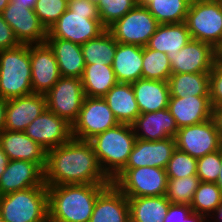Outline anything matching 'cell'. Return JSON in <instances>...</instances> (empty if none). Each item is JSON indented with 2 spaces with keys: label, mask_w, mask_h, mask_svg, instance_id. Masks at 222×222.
<instances>
[{
  "label": "cell",
  "mask_w": 222,
  "mask_h": 222,
  "mask_svg": "<svg viewBox=\"0 0 222 222\" xmlns=\"http://www.w3.org/2000/svg\"><path fill=\"white\" fill-rule=\"evenodd\" d=\"M45 185L111 184L89 141L71 138L47 151Z\"/></svg>",
  "instance_id": "1"
},
{
  "label": "cell",
  "mask_w": 222,
  "mask_h": 222,
  "mask_svg": "<svg viewBox=\"0 0 222 222\" xmlns=\"http://www.w3.org/2000/svg\"><path fill=\"white\" fill-rule=\"evenodd\" d=\"M109 184L48 186L49 222H89L98 195Z\"/></svg>",
  "instance_id": "2"
},
{
  "label": "cell",
  "mask_w": 222,
  "mask_h": 222,
  "mask_svg": "<svg viewBox=\"0 0 222 222\" xmlns=\"http://www.w3.org/2000/svg\"><path fill=\"white\" fill-rule=\"evenodd\" d=\"M106 28L100 22L98 5L90 0H75L47 31V38L69 40L77 44L97 38Z\"/></svg>",
  "instance_id": "3"
},
{
  "label": "cell",
  "mask_w": 222,
  "mask_h": 222,
  "mask_svg": "<svg viewBox=\"0 0 222 222\" xmlns=\"http://www.w3.org/2000/svg\"><path fill=\"white\" fill-rule=\"evenodd\" d=\"M135 141L132 126L123 123L89 140L103 172L111 181L125 168Z\"/></svg>",
  "instance_id": "4"
},
{
  "label": "cell",
  "mask_w": 222,
  "mask_h": 222,
  "mask_svg": "<svg viewBox=\"0 0 222 222\" xmlns=\"http://www.w3.org/2000/svg\"><path fill=\"white\" fill-rule=\"evenodd\" d=\"M33 93L30 45L0 51V97L5 100Z\"/></svg>",
  "instance_id": "5"
},
{
  "label": "cell",
  "mask_w": 222,
  "mask_h": 222,
  "mask_svg": "<svg viewBox=\"0 0 222 222\" xmlns=\"http://www.w3.org/2000/svg\"><path fill=\"white\" fill-rule=\"evenodd\" d=\"M4 222H49L47 187H32L0 196Z\"/></svg>",
  "instance_id": "6"
},
{
  "label": "cell",
  "mask_w": 222,
  "mask_h": 222,
  "mask_svg": "<svg viewBox=\"0 0 222 222\" xmlns=\"http://www.w3.org/2000/svg\"><path fill=\"white\" fill-rule=\"evenodd\" d=\"M185 23L191 39L208 43L216 49V51L221 47V0H192Z\"/></svg>",
  "instance_id": "7"
},
{
  "label": "cell",
  "mask_w": 222,
  "mask_h": 222,
  "mask_svg": "<svg viewBox=\"0 0 222 222\" xmlns=\"http://www.w3.org/2000/svg\"><path fill=\"white\" fill-rule=\"evenodd\" d=\"M112 183L127 198L165 196L168 176L158 167L124 168Z\"/></svg>",
  "instance_id": "8"
},
{
  "label": "cell",
  "mask_w": 222,
  "mask_h": 222,
  "mask_svg": "<svg viewBox=\"0 0 222 222\" xmlns=\"http://www.w3.org/2000/svg\"><path fill=\"white\" fill-rule=\"evenodd\" d=\"M117 124L119 122L104 98L86 96L79 115L71 126L72 138L89 141Z\"/></svg>",
  "instance_id": "9"
},
{
  "label": "cell",
  "mask_w": 222,
  "mask_h": 222,
  "mask_svg": "<svg viewBox=\"0 0 222 222\" xmlns=\"http://www.w3.org/2000/svg\"><path fill=\"white\" fill-rule=\"evenodd\" d=\"M159 23L146 6L137 4L107 30L118 43L145 47Z\"/></svg>",
  "instance_id": "10"
},
{
  "label": "cell",
  "mask_w": 222,
  "mask_h": 222,
  "mask_svg": "<svg viewBox=\"0 0 222 222\" xmlns=\"http://www.w3.org/2000/svg\"><path fill=\"white\" fill-rule=\"evenodd\" d=\"M45 96L47 109L71 126L76 121L86 97L81 79L63 76Z\"/></svg>",
  "instance_id": "11"
},
{
  "label": "cell",
  "mask_w": 222,
  "mask_h": 222,
  "mask_svg": "<svg viewBox=\"0 0 222 222\" xmlns=\"http://www.w3.org/2000/svg\"><path fill=\"white\" fill-rule=\"evenodd\" d=\"M175 142L176 149L196 159L222 148V138L213 118L178 129Z\"/></svg>",
  "instance_id": "12"
},
{
  "label": "cell",
  "mask_w": 222,
  "mask_h": 222,
  "mask_svg": "<svg viewBox=\"0 0 222 222\" xmlns=\"http://www.w3.org/2000/svg\"><path fill=\"white\" fill-rule=\"evenodd\" d=\"M1 14L21 45L46 43L47 30L33 9L10 0Z\"/></svg>",
  "instance_id": "13"
},
{
  "label": "cell",
  "mask_w": 222,
  "mask_h": 222,
  "mask_svg": "<svg viewBox=\"0 0 222 222\" xmlns=\"http://www.w3.org/2000/svg\"><path fill=\"white\" fill-rule=\"evenodd\" d=\"M167 56L172 73H210L217 51L208 43L190 39L176 55Z\"/></svg>",
  "instance_id": "14"
},
{
  "label": "cell",
  "mask_w": 222,
  "mask_h": 222,
  "mask_svg": "<svg viewBox=\"0 0 222 222\" xmlns=\"http://www.w3.org/2000/svg\"><path fill=\"white\" fill-rule=\"evenodd\" d=\"M23 132L47 151L72 138L71 125L47 108Z\"/></svg>",
  "instance_id": "15"
},
{
  "label": "cell",
  "mask_w": 222,
  "mask_h": 222,
  "mask_svg": "<svg viewBox=\"0 0 222 222\" xmlns=\"http://www.w3.org/2000/svg\"><path fill=\"white\" fill-rule=\"evenodd\" d=\"M33 93L45 95L60 79L57 60L47 43L30 45Z\"/></svg>",
  "instance_id": "16"
},
{
  "label": "cell",
  "mask_w": 222,
  "mask_h": 222,
  "mask_svg": "<svg viewBox=\"0 0 222 222\" xmlns=\"http://www.w3.org/2000/svg\"><path fill=\"white\" fill-rule=\"evenodd\" d=\"M32 187H47L44 169L38 163L9 160L0 177V196Z\"/></svg>",
  "instance_id": "17"
},
{
  "label": "cell",
  "mask_w": 222,
  "mask_h": 222,
  "mask_svg": "<svg viewBox=\"0 0 222 222\" xmlns=\"http://www.w3.org/2000/svg\"><path fill=\"white\" fill-rule=\"evenodd\" d=\"M175 150V138L156 141L136 139L125 168L149 166L166 169Z\"/></svg>",
  "instance_id": "18"
},
{
  "label": "cell",
  "mask_w": 222,
  "mask_h": 222,
  "mask_svg": "<svg viewBox=\"0 0 222 222\" xmlns=\"http://www.w3.org/2000/svg\"><path fill=\"white\" fill-rule=\"evenodd\" d=\"M46 96L32 93L7 100L5 126L8 131H24L45 109Z\"/></svg>",
  "instance_id": "19"
},
{
  "label": "cell",
  "mask_w": 222,
  "mask_h": 222,
  "mask_svg": "<svg viewBox=\"0 0 222 222\" xmlns=\"http://www.w3.org/2000/svg\"><path fill=\"white\" fill-rule=\"evenodd\" d=\"M136 139L145 141L175 138L178 126L168 108L142 113L131 124Z\"/></svg>",
  "instance_id": "20"
},
{
  "label": "cell",
  "mask_w": 222,
  "mask_h": 222,
  "mask_svg": "<svg viewBox=\"0 0 222 222\" xmlns=\"http://www.w3.org/2000/svg\"><path fill=\"white\" fill-rule=\"evenodd\" d=\"M168 109L178 129L202 123L211 119L213 114L209 96L170 97Z\"/></svg>",
  "instance_id": "21"
},
{
  "label": "cell",
  "mask_w": 222,
  "mask_h": 222,
  "mask_svg": "<svg viewBox=\"0 0 222 222\" xmlns=\"http://www.w3.org/2000/svg\"><path fill=\"white\" fill-rule=\"evenodd\" d=\"M0 145L9 160H23L46 166L47 150L33 141L23 131L0 132Z\"/></svg>",
  "instance_id": "22"
},
{
  "label": "cell",
  "mask_w": 222,
  "mask_h": 222,
  "mask_svg": "<svg viewBox=\"0 0 222 222\" xmlns=\"http://www.w3.org/2000/svg\"><path fill=\"white\" fill-rule=\"evenodd\" d=\"M89 222H130L128 198L113 184L97 197Z\"/></svg>",
  "instance_id": "23"
},
{
  "label": "cell",
  "mask_w": 222,
  "mask_h": 222,
  "mask_svg": "<svg viewBox=\"0 0 222 222\" xmlns=\"http://www.w3.org/2000/svg\"><path fill=\"white\" fill-rule=\"evenodd\" d=\"M143 47L118 43L112 68L118 83H134L142 79Z\"/></svg>",
  "instance_id": "24"
},
{
  "label": "cell",
  "mask_w": 222,
  "mask_h": 222,
  "mask_svg": "<svg viewBox=\"0 0 222 222\" xmlns=\"http://www.w3.org/2000/svg\"><path fill=\"white\" fill-rule=\"evenodd\" d=\"M46 43L54 52L60 75L81 79L86 65L81 45L58 38H47Z\"/></svg>",
  "instance_id": "25"
},
{
  "label": "cell",
  "mask_w": 222,
  "mask_h": 222,
  "mask_svg": "<svg viewBox=\"0 0 222 222\" xmlns=\"http://www.w3.org/2000/svg\"><path fill=\"white\" fill-rule=\"evenodd\" d=\"M140 114L168 108L170 88L168 81L139 79L132 83Z\"/></svg>",
  "instance_id": "26"
},
{
  "label": "cell",
  "mask_w": 222,
  "mask_h": 222,
  "mask_svg": "<svg viewBox=\"0 0 222 222\" xmlns=\"http://www.w3.org/2000/svg\"><path fill=\"white\" fill-rule=\"evenodd\" d=\"M103 98L119 123L131 125L140 115L131 83L115 84Z\"/></svg>",
  "instance_id": "27"
},
{
  "label": "cell",
  "mask_w": 222,
  "mask_h": 222,
  "mask_svg": "<svg viewBox=\"0 0 222 222\" xmlns=\"http://www.w3.org/2000/svg\"><path fill=\"white\" fill-rule=\"evenodd\" d=\"M190 39L191 36L185 22L159 24L146 46L166 54L176 55Z\"/></svg>",
  "instance_id": "28"
},
{
  "label": "cell",
  "mask_w": 222,
  "mask_h": 222,
  "mask_svg": "<svg viewBox=\"0 0 222 222\" xmlns=\"http://www.w3.org/2000/svg\"><path fill=\"white\" fill-rule=\"evenodd\" d=\"M85 96L101 97L118 83L112 65L86 64L81 77Z\"/></svg>",
  "instance_id": "29"
},
{
  "label": "cell",
  "mask_w": 222,
  "mask_h": 222,
  "mask_svg": "<svg viewBox=\"0 0 222 222\" xmlns=\"http://www.w3.org/2000/svg\"><path fill=\"white\" fill-rule=\"evenodd\" d=\"M130 222H164L170 202L166 196L128 198Z\"/></svg>",
  "instance_id": "30"
},
{
  "label": "cell",
  "mask_w": 222,
  "mask_h": 222,
  "mask_svg": "<svg viewBox=\"0 0 222 222\" xmlns=\"http://www.w3.org/2000/svg\"><path fill=\"white\" fill-rule=\"evenodd\" d=\"M192 0H137V4L146 6L159 24L182 23Z\"/></svg>",
  "instance_id": "31"
},
{
  "label": "cell",
  "mask_w": 222,
  "mask_h": 222,
  "mask_svg": "<svg viewBox=\"0 0 222 222\" xmlns=\"http://www.w3.org/2000/svg\"><path fill=\"white\" fill-rule=\"evenodd\" d=\"M168 83L170 97L209 96V73H172Z\"/></svg>",
  "instance_id": "32"
},
{
  "label": "cell",
  "mask_w": 222,
  "mask_h": 222,
  "mask_svg": "<svg viewBox=\"0 0 222 222\" xmlns=\"http://www.w3.org/2000/svg\"><path fill=\"white\" fill-rule=\"evenodd\" d=\"M117 47V41L106 29L97 38L81 45L85 64L112 65Z\"/></svg>",
  "instance_id": "33"
},
{
  "label": "cell",
  "mask_w": 222,
  "mask_h": 222,
  "mask_svg": "<svg viewBox=\"0 0 222 222\" xmlns=\"http://www.w3.org/2000/svg\"><path fill=\"white\" fill-rule=\"evenodd\" d=\"M142 79L168 81L171 62L166 53L143 47Z\"/></svg>",
  "instance_id": "34"
},
{
  "label": "cell",
  "mask_w": 222,
  "mask_h": 222,
  "mask_svg": "<svg viewBox=\"0 0 222 222\" xmlns=\"http://www.w3.org/2000/svg\"><path fill=\"white\" fill-rule=\"evenodd\" d=\"M222 203V191L216 183L200 182L190 207L207 220Z\"/></svg>",
  "instance_id": "35"
},
{
  "label": "cell",
  "mask_w": 222,
  "mask_h": 222,
  "mask_svg": "<svg viewBox=\"0 0 222 222\" xmlns=\"http://www.w3.org/2000/svg\"><path fill=\"white\" fill-rule=\"evenodd\" d=\"M200 180L197 175L168 178L166 199L174 204H191Z\"/></svg>",
  "instance_id": "36"
},
{
  "label": "cell",
  "mask_w": 222,
  "mask_h": 222,
  "mask_svg": "<svg viewBox=\"0 0 222 222\" xmlns=\"http://www.w3.org/2000/svg\"><path fill=\"white\" fill-rule=\"evenodd\" d=\"M101 24L107 29L137 5V0H100L98 2Z\"/></svg>",
  "instance_id": "37"
},
{
  "label": "cell",
  "mask_w": 222,
  "mask_h": 222,
  "mask_svg": "<svg viewBox=\"0 0 222 222\" xmlns=\"http://www.w3.org/2000/svg\"><path fill=\"white\" fill-rule=\"evenodd\" d=\"M168 178H183L197 175V159L176 149L166 167Z\"/></svg>",
  "instance_id": "38"
},
{
  "label": "cell",
  "mask_w": 222,
  "mask_h": 222,
  "mask_svg": "<svg viewBox=\"0 0 222 222\" xmlns=\"http://www.w3.org/2000/svg\"><path fill=\"white\" fill-rule=\"evenodd\" d=\"M67 8L68 3L66 0H37L33 10L48 31Z\"/></svg>",
  "instance_id": "39"
},
{
  "label": "cell",
  "mask_w": 222,
  "mask_h": 222,
  "mask_svg": "<svg viewBox=\"0 0 222 222\" xmlns=\"http://www.w3.org/2000/svg\"><path fill=\"white\" fill-rule=\"evenodd\" d=\"M221 168V149L197 159V176L200 182L216 183Z\"/></svg>",
  "instance_id": "40"
},
{
  "label": "cell",
  "mask_w": 222,
  "mask_h": 222,
  "mask_svg": "<svg viewBox=\"0 0 222 222\" xmlns=\"http://www.w3.org/2000/svg\"><path fill=\"white\" fill-rule=\"evenodd\" d=\"M164 222H208L199 213L193 212L189 204L170 203Z\"/></svg>",
  "instance_id": "41"
},
{
  "label": "cell",
  "mask_w": 222,
  "mask_h": 222,
  "mask_svg": "<svg viewBox=\"0 0 222 222\" xmlns=\"http://www.w3.org/2000/svg\"><path fill=\"white\" fill-rule=\"evenodd\" d=\"M209 99L212 106H222V63L216 60L209 73Z\"/></svg>",
  "instance_id": "42"
},
{
  "label": "cell",
  "mask_w": 222,
  "mask_h": 222,
  "mask_svg": "<svg viewBox=\"0 0 222 222\" xmlns=\"http://www.w3.org/2000/svg\"><path fill=\"white\" fill-rule=\"evenodd\" d=\"M21 45L10 25L3 19L0 14V51L13 49Z\"/></svg>",
  "instance_id": "43"
},
{
  "label": "cell",
  "mask_w": 222,
  "mask_h": 222,
  "mask_svg": "<svg viewBox=\"0 0 222 222\" xmlns=\"http://www.w3.org/2000/svg\"><path fill=\"white\" fill-rule=\"evenodd\" d=\"M212 118L215 120L217 130L222 138V106L213 108Z\"/></svg>",
  "instance_id": "44"
},
{
  "label": "cell",
  "mask_w": 222,
  "mask_h": 222,
  "mask_svg": "<svg viewBox=\"0 0 222 222\" xmlns=\"http://www.w3.org/2000/svg\"><path fill=\"white\" fill-rule=\"evenodd\" d=\"M7 100L0 97V132L4 130Z\"/></svg>",
  "instance_id": "45"
},
{
  "label": "cell",
  "mask_w": 222,
  "mask_h": 222,
  "mask_svg": "<svg viewBox=\"0 0 222 222\" xmlns=\"http://www.w3.org/2000/svg\"><path fill=\"white\" fill-rule=\"evenodd\" d=\"M9 158L6 155V153L3 151L1 145H0V177L2 173L5 171L6 166L8 165Z\"/></svg>",
  "instance_id": "46"
},
{
  "label": "cell",
  "mask_w": 222,
  "mask_h": 222,
  "mask_svg": "<svg viewBox=\"0 0 222 222\" xmlns=\"http://www.w3.org/2000/svg\"><path fill=\"white\" fill-rule=\"evenodd\" d=\"M208 222H222V203L216 208L214 213L207 220Z\"/></svg>",
  "instance_id": "47"
},
{
  "label": "cell",
  "mask_w": 222,
  "mask_h": 222,
  "mask_svg": "<svg viewBox=\"0 0 222 222\" xmlns=\"http://www.w3.org/2000/svg\"><path fill=\"white\" fill-rule=\"evenodd\" d=\"M11 1H13L15 4L26 5V8L33 9L37 0H11Z\"/></svg>",
  "instance_id": "48"
},
{
  "label": "cell",
  "mask_w": 222,
  "mask_h": 222,
  "mask_svg": "<svg viewBox=\"0 0 222 222\" xmlns=\"http://www.w3.org/2000/svg\"><path fill=\"white\" fill-rule=\"evenodd\" d=\"M216 184L218 185V187L222 191V148H221V168L219 171V175H218Z\"/></svg>",
  "instance_id": "49"
},
{
  "label": "cell",
  "mask_w": 222,
  "mask_h": 222,
  "mask_svg": "<svg viewBox=\"0 0 222 222\" xmlns=\"http://www.w3.org/2000/svg\"><path fill=\"white\" fill-rule=\"evenodd\" d=\"M10 0H0V14L3 12V10L6 8V6L9 4Z\"/></svg>",
  "instance_id": "50"
},
{
  "label": "cell",
  "mask_w": 222,
  "mask_h": 222,
  "mask_svg": "<svg viewBox=\"0 0 222 222\" xmlns=\"http://www.w3.org/2000/svg\"><path fill=\"white\" fill-rule=\"evenodd\" d=\"M217 60L222 63V45L221 47L217 50Z\"/></svg>",
  "instance_id": "51"
},
{
  "label": "cell",
  "mask_w": 222,
  "mask_h": 222,
  "mask_svg": "<svg viewBox=\"0 0 222 222\" xmlns=\"http://www.w3.org/2000/svg\"><path fill=\"white\" fill-rule=\"evenodd\" d=\"M90 1L98 4V2H99L100 0H90Z\"/></svg>",
  "instance_id": "52"
},
{
  "label": "cell",
  "mask_w": 222,
  "mask_h": 222,
  "mask_svg": "<svg viewBox=\"0 0 222 222\" xmlns=\"http://www.w3.org/2000/svg\"><path fill=\"white\" fill-rule=\"evenodd\" d=\"M75 1V0H66V2L69 4L70 2Z\"/></svg>",
  "instance_id": "53"
},
{
  "label": "cell",
  "mask_w": 222,
  "mask_h": 222,
  "mask_svg": "<svg viewBox=\"0 0 222 222\" xmlns=\"http://www.w3.org/2000/svg\"><path fill=\"white\" fill-rule=\"evenodd\" d=\"M0 222H4V221H3V219H2V216H1V214H0Z\"/></svg>",
  "instance_id": "54"
}]
</instances>
